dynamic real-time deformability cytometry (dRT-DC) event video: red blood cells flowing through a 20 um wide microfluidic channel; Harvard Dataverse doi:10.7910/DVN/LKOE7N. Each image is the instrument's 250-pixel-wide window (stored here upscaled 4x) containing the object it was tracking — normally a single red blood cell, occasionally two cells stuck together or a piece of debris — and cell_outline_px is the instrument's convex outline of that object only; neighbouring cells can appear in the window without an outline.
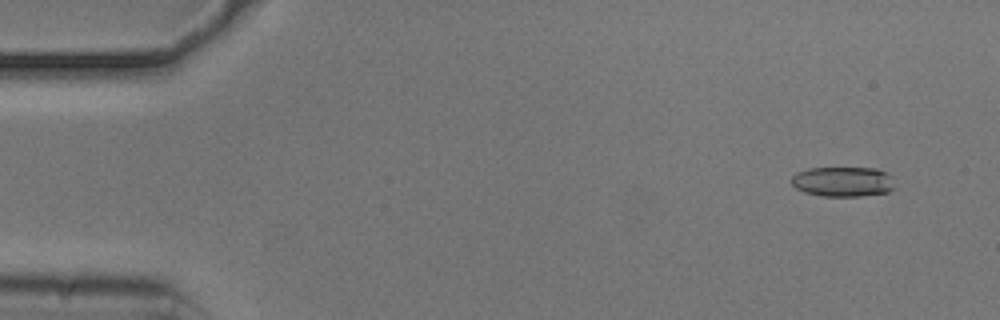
{"species": "common noctule bat (a hibernating species)", "species_latin": "Nyctalus noctula", "temperature_condition": "cold", "stored_images_in_passage": 54, "camera_frame_rate_fps": 3000, "um_per_image_px": 0.085, "animal": {"sex": "male", "body_mass_g": 20.5, "forearm_length_mm": 52.5}, "frame": {"image": 1, "passage_image": 4, "time_ms": 1.0, "image_size_px": [1000, 320], "cell_outline_px": [[896, 188], [888, 192], [860, 196], [824, 196], [804, 192], [796, 188], [792, 184], [792, 176], [796, 172], [808, 168], [876, 168], [888, 172], [892, 176]], "centroid_in_image_um": [71.69, 15.43], "position_along_channel_um": 13.3, "area_um2": 18.26}}
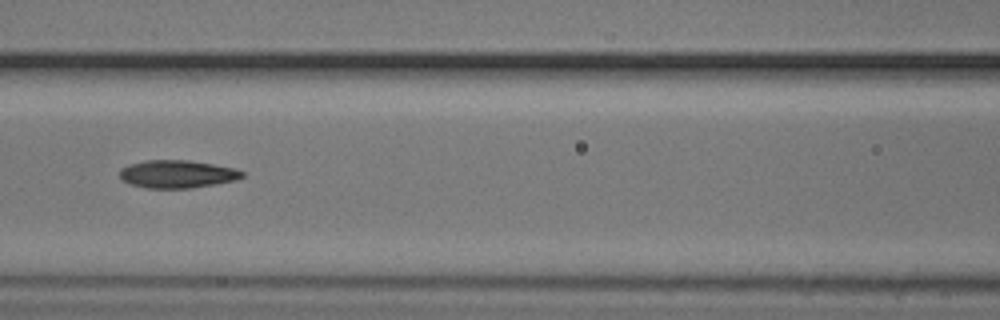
{"frame": {"image": 2, "passage_image": 24, "time_ms": 7.667, "image_size_px": [1000, 320], "cell_outline_px": [[244, 176], [236, 180], [216, 184], [192, 188], [144, 188], [128, 184], [120, 176], [120, 168], [128, 164], [148, 160], [192, 160], [236, 168], [244, 172]], "centroid_in_image_um": [15.08, 14.79], "position_along_channel_um": 151.5, "area_um2": 20.11}}
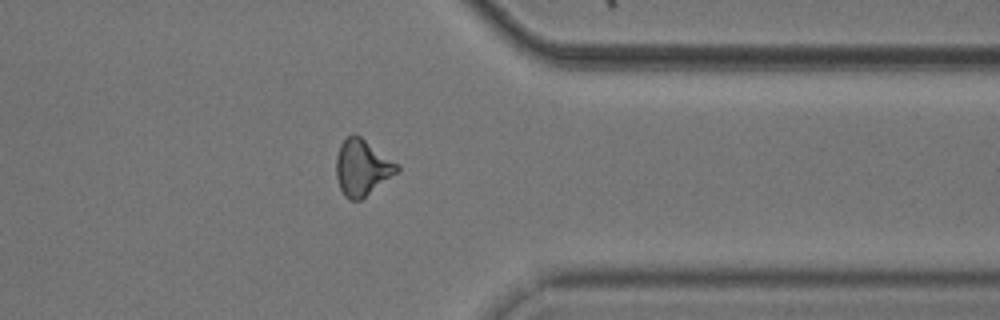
{"frame": {"image": 3, "passage_image": 43, "time_ms": 14.0, "image_size_px": [1000, 320], "cell_outline_px": [[400, 172], [360, 200], [352, 200], [344, 196], [340, 188], [336, 176], [336, 156], [340, 144], [352, 132], [356, 132], [400, 164]], "centroid_in_image_um": [30.82, 14.21], "position_along_channel_um": 380.6, "area_um2": 20.4}, "authors_computed_cell_mechanics": {"area_um2": 19.2763, "velocity_mm_per_s": 3.7476, "shape_relaxation_time_tau1_ms": 3.4478, "shape_relaxation_time_tau2_ms": 5.5249, "deformation_change_tau1": 0.135, "deformation_change_tau2": 0.1561}}